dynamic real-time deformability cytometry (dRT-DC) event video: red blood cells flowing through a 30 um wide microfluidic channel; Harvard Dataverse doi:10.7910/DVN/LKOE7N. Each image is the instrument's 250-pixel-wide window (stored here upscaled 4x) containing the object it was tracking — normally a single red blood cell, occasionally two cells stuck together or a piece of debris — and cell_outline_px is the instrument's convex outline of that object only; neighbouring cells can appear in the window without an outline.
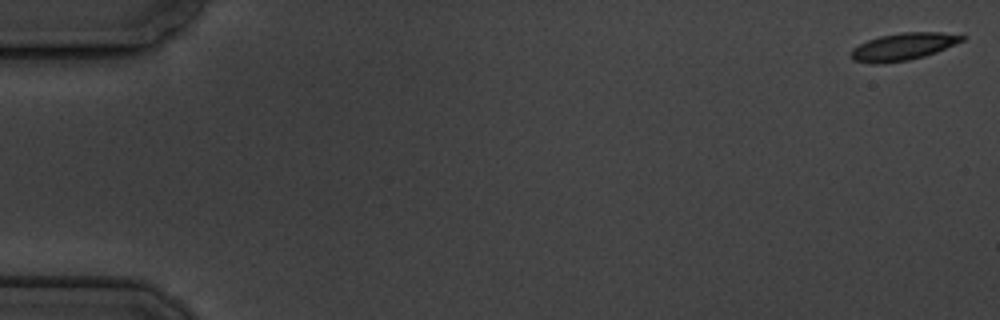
{"species": "common noctule bat (a hibernating species)", "species_latin": "Nyctalus noctula", "temperature_condition": "cold", "stored_images_in_passage": 5, "camera_frame_rate_fps": 3000, "um_per_image_px": 0.085, "animal": {"sex": "male", "body_mass_g": 19.5, "forearm_length_mm": 54.6}, "frame": {"image": 1, "passage_image": 1, "time_ms": 0.0, "image_size_px": [1000, 320], "cell_outline_px": [[968, 36], [964, 40], [936, 52], [924, 56], [908, 60], [884, 64], [872, 64], [852, 60], [848, 56], [852, 48], [868, 40], [880, 36], [900, 32], [944, 32]], "centroid_in_image_um": [76.74, 3.97], "position_along_channel_um": 8.3, "area_um2": 17.86}}
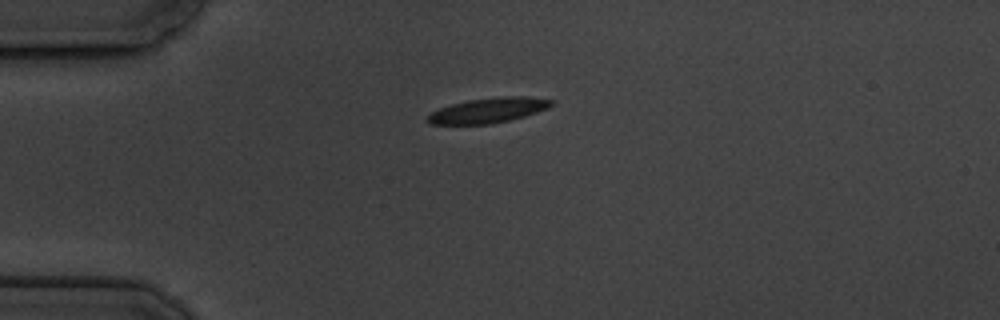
{"frame": {"image": 2, "passage_image": 5, "time_ms": 4.667, "image_size_px": [1000, 320], "cell_outline_px": [[556, 100], [548, 108], [524, 116], [492, 124], [428, 124], [424, 120], [432, 112], [440, 108], [452, 104], [468, 100], [500, 96], [528, 96]], "centroid_in_image_um": [41.51, 9.37], "position_along_channel_um": 43.5, "area_um2": 18.09}}